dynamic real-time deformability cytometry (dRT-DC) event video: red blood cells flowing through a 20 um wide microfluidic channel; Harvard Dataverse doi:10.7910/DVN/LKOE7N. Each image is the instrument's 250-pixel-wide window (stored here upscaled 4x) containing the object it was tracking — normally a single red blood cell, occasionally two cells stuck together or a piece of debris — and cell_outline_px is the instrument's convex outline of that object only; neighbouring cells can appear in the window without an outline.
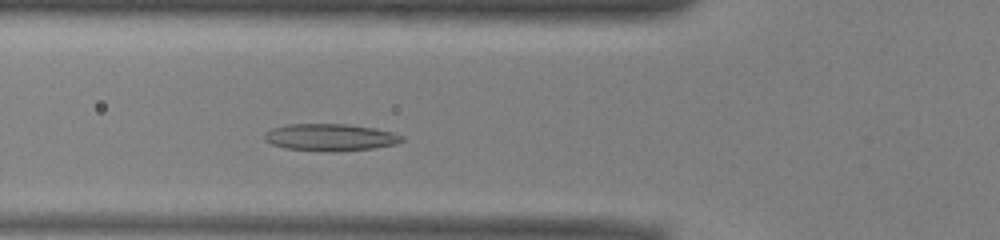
{"species": "common noctule bat (a hibernating species)", "species_latin": "Nyctalus noctula", "temperature_condition": "warm", "stored_images_in_passage": 42, "camera_frame_rate_fps": 3000, "um_per_image_px": 0.085, "animal": {"sex": "male", "body_mass_g": 13.0, "forearm_length_mm": 53.1}, "frame": {"image": 1, "passage_image": 9, "time_ms": 2.667, "image_size_px": [1000, 240], "cell_outline_px": [[404, 140], [396, 144], [376, 148], [336, 152], [328, 152], [284, 148], [272, 144], [264, 140], [264, 136], [272, 128], [288, 124], [344, 124], [376, 128], [392, 132], [404, 136]], "centroid_in_image_um": [28.11, 11.68], "position_along_channel_um": 97.7, "area_um2": 21.85}}
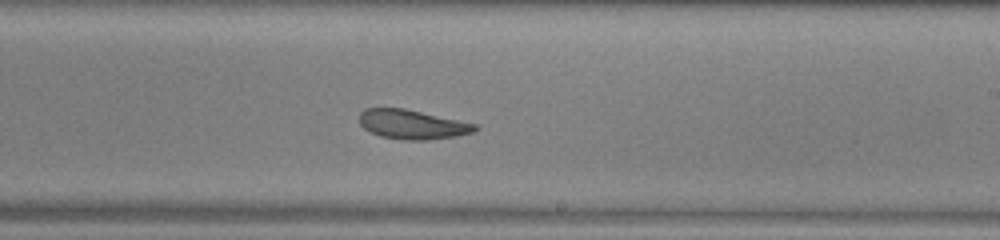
{"frame": {"image": 2, "passage_image": 21, "time_ms": 6.667, "image_size_px": [1000, 240], "cell_outline_px": [[480, 128], [472, 132], [456, 136], [428, 140], [404, 140], [380, 136], [364, 128], [360, 124], [360, 112], [364, 108], [404, 108], [476, 124]], "centroid_in_image_um": [35.03, 10.58], "position_along_channel_um": 254.0, "area_um2": 19.65}}
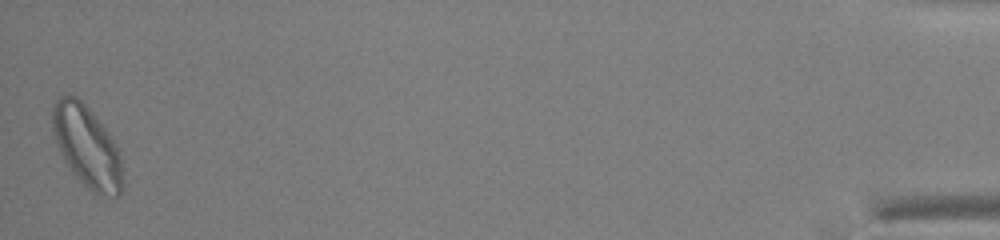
{"frame": {"image": 3, "passage_image": 42, "time_ms": 13.667, "image_size_px": [1000, 240], "cell_outline_px": [[124, 184], [120, 196], [116, 196], [92, 192], [72, 172], [64, 160], [56, 144], [52, 132], [52, 104], [60, 96], [76, 96], [92, 112], [104, 128], [112, 140], [120, 156], [124, 180]], "centroid_in_image_um": [7.37, 12.47], "position_along_channel_um": 427.8, "area_um2": 33.0}, "authors_computed_cell_mechanics": {"area_um2": 22.3108, "velocity_mm_per_s": 3.9164, "shape_relaxation_time_tau1_ms": null, "shape_relaxation_time_tau2_ms": 1.4858, "deformation_change_tau1": null, "deformation_change_tau2": 0.0842}}